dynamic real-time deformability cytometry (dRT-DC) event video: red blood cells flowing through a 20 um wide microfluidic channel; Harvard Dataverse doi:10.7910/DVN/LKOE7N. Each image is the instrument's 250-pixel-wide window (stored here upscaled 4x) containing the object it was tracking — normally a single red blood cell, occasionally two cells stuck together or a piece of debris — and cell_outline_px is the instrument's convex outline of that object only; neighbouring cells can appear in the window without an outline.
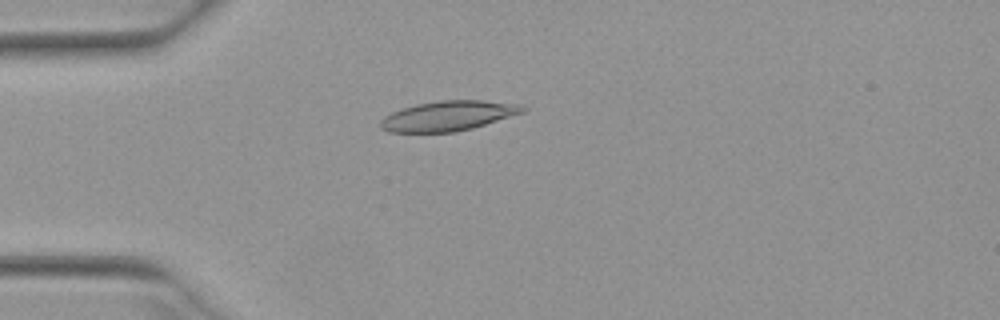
{"species": "Egyptian fruit bat (a non-hibernating species)", "species_latin": "Rousettus aegyptiacus", "temperature_condition": "warm", "stored_images_in_passage": 27, "camera_frame_rate_fps": 3000, "um_per_image_px": 0.085, "animal": {"sex": "female"}, "frame": {"image": 1, "passage_image": 2, "time_ms": 0.333, "image_size_px": [1000, 320], "cell_outline_px": [[528, 108], [524, 112], [472, 128], [456, 132], [388, 132], [380, 128], [380, 120], [384, 116], [392, 112], [416, 104], [440, 100], [484, 100], [524, 104]], "centroid_in_image_um": [38.12, 9.84], "position_along_channel_um": 46.9, "area_um2": 24.91}}
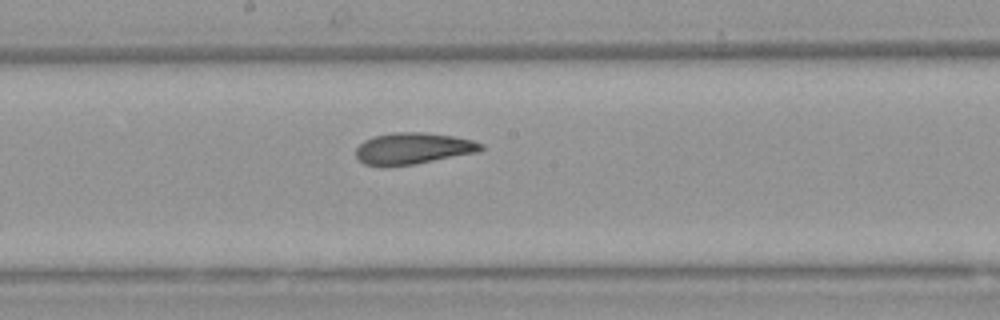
{"frame": {"image": 2, "passage_image": 16, "time_ms": 5.0, "image_size_px": [1000, 320], "cell_outline_px": [[484, 148], [480, 152], [416, 164], [384, 168], [364, 164], [356, 156], [356, 148], [364, 140], [372, 136], [396, 132], [424, 132], [452, 136], [472, 140], [484, 144]], "centroid_in_image_um": [35.1, 12.64], "position_along_channel_um": 213.1, "area_um2": 23.41}}
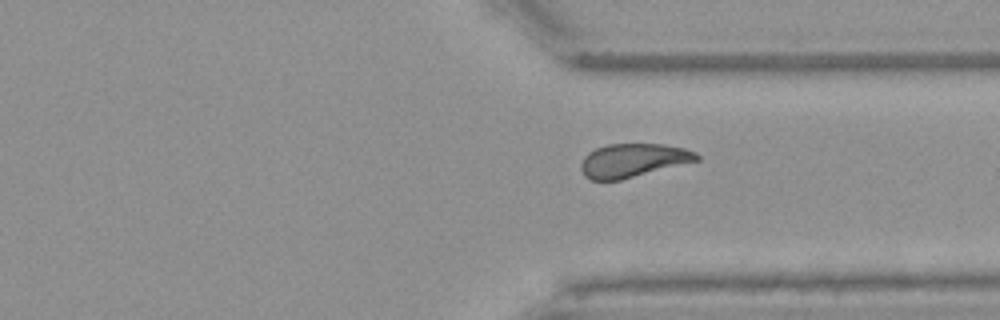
{"frame": {"image": 3, "passage_image": 27, "time_ms": 8.667, "image_size_px": [1000, 320], "cell_outline_px": [[700, 160], [620, 180], [592, 180], [584, 176], [580, 168], [580, 164], [584, 156], [588, 152], [596, 148], [608, 144], [664, 144], [684, 148], [696, 152], [700, 156]], "centroid_in_image_um": [53.8, 13.63], "position_along_channel_um": 357.6, "area_um2": 22.72}}